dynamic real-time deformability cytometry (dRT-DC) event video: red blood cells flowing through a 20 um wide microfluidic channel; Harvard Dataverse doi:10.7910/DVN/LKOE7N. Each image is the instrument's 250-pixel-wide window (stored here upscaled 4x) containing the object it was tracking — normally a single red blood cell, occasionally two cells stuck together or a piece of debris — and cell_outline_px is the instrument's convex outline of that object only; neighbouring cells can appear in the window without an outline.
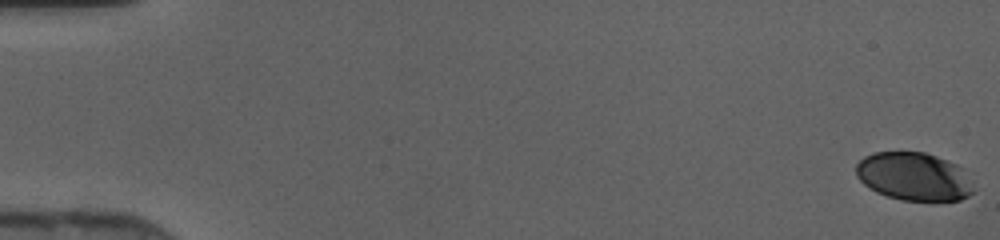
{"species": "human", "species_latin": "Homo sapiens", "temperature_condition": "cold", "stored_images_in_passage": 47, "camera_frame_rate_fps": 3000, "um_per_image_px": 0.085, "donor": {"sex": "female"}, "frame": {"image": 1, "passage_image": 1, "time_ms": 0.0, "image_size_px": [1000, 240], "cell_outline_px": [[972, 192], [968, 196], [960, 200], [900, 200], [876, 192], [864, 184], [856, 176], [856, 164], [864, 156], [876, 152], [924, 152], [936, 156], [956, 164], [964, 168], [972, 180]], "centroid_in_image_um": [77.69, 15.0], "position_along_channel_um": 7.3, "area_um2": 33.0}}
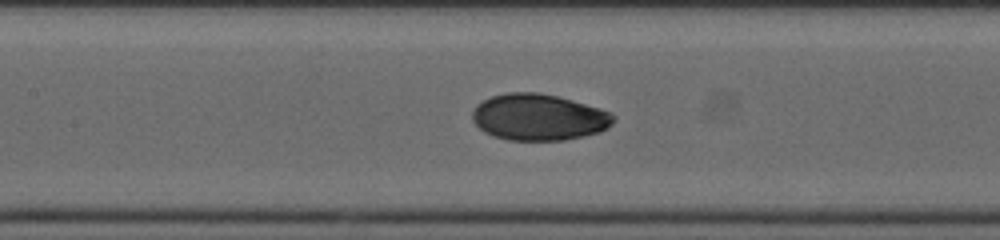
{"frame": {"image": 2, "passage_image": 23, "time_ms": 7.333, "image_size_px": [1000, 240], "cell_outline_px": [[616, 120], [608, 128], [600, 132], [584, 136], [564, 140], [508, 140], [492, 136], [484, 132], [472, 120], [472, 112], [476, 104], [492, 96], [508, 92], [540, 92], [572, 100], [600, 108], [612, 112], [616, 116]], "centroid_in_image_um": [45.81, 9.96], "position_along_channel_um": 161.6, "area_um2": 38.49}}
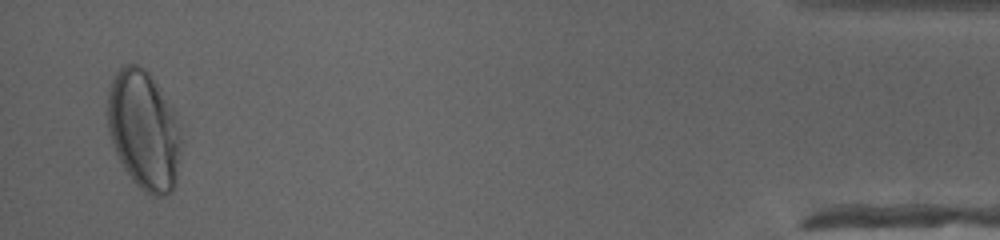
{"frame": {"image": 3, "passage_image": 46, "time_ms": 15.0, "image_size_px": [1000, 240], "cell_outline_px": [[180, 140], [176, 184], [172, 192], [164, 196], [152, 196], [144, 192], [132, 180], [124, 168], [112, 144], [108, 132], [108, 88], [116, 72], [124, 64], [140, 64], [148, 72], [156, 84], [172, 116]], "centroid_in_image_um": [12.16, 11.11], "position_along_channel_um": 423.0, "area_um2": 49.88}}